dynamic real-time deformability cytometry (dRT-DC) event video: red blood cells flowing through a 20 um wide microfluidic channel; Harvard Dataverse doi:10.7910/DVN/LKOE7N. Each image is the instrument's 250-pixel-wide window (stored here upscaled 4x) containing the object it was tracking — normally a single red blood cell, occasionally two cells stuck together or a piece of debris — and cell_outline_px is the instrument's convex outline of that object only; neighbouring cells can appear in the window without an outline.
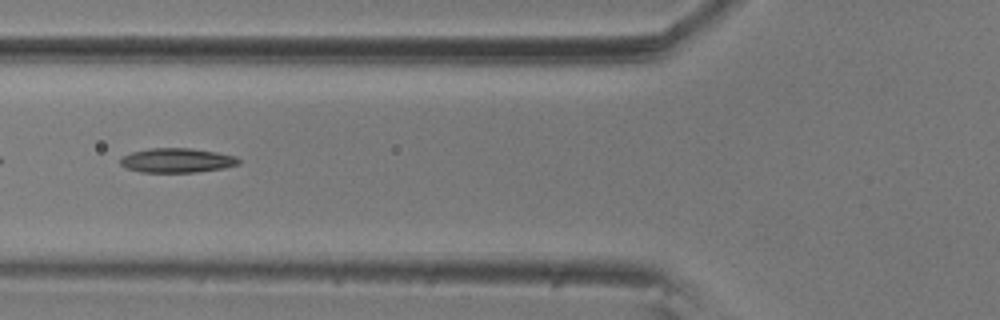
{"species": "common noctule bat (a hibernating species)", "species_latin": "Nyctalus noctula", "temperature_condition": "room temperature", "stored_images_in_passage": 45, "segment_of_instrument_passage": [2, 2], "camera_frame_rate_fps": 3000, "um_per_image_px": 0.085, "animal": {"sex": "male", "body_mass_g": 20.5, "forearm_length_mm": 52.5}, "frame": {"image": 1, "passage_image": 10, "time_ms": 3.0, "image_size_px": [1000, 320], "cell_outline_px": [[240, 164], [224, 168], [196, 172], [140, 172], [128, 168], [120, 164], [120, 156], [132, 152], [148, 148], [192, 148], [216, 152], [236, 156], [240, 160]], "centroid_in_image_um": [15.04, 13.63], "position_along_channel_um": 110.8, "area_um2": 16.94}}
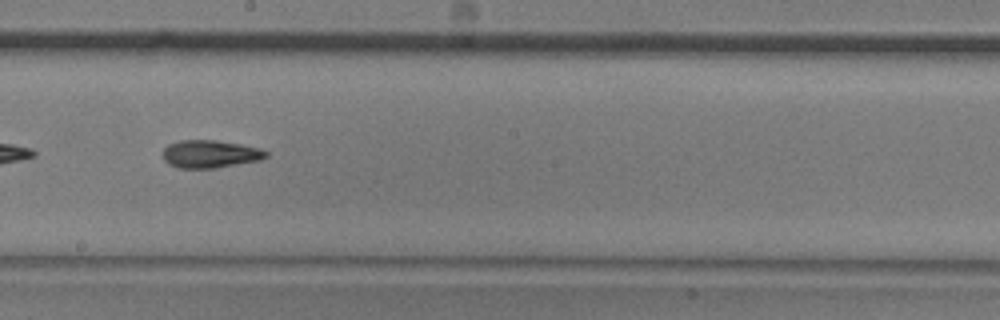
{"frame": {"image": 2, "passage_image": 20, "time_ms": 6.333, "image_size_px": [1000, 320], "cell_outline_px": [[268, 156], [260, 160], [216, 168], [176, 168], [168, 164], [164, 160], [164, 148], [168, 144], [180, 140], [216, 140], [240, 144], [260, 148], [268, 152]], "centroid_in_image_um": [17.86, 13.09], "position_along_channel_um": 230.3, "area_um2": 16.76}}
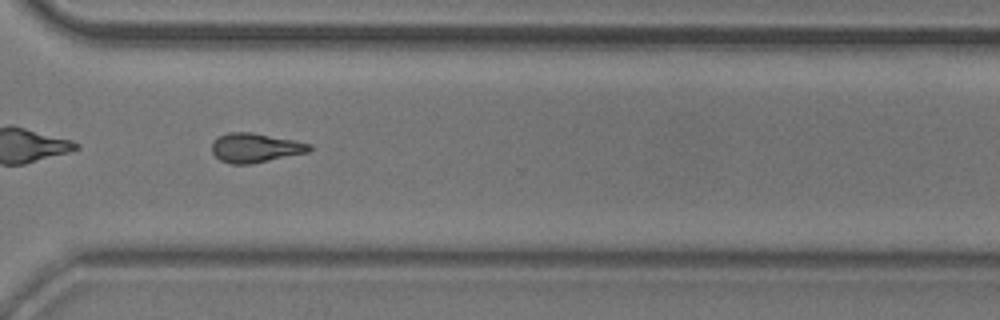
{"frame": {"image": 3, "passage_image": 30, "time_ms": 9.667, "image_size_px": [1000, 320], "cell_outline_px": [[312, 148], [308, 152], [252, 164], [232, 164], [220, 160], [212, 152], [212, 140], [228, 132], [252, 132], [312, 144]], "centroid_in_image_um": [21.68, 12.56], "position_along_channel_um": 348.9, "area_um2": 16.59}}